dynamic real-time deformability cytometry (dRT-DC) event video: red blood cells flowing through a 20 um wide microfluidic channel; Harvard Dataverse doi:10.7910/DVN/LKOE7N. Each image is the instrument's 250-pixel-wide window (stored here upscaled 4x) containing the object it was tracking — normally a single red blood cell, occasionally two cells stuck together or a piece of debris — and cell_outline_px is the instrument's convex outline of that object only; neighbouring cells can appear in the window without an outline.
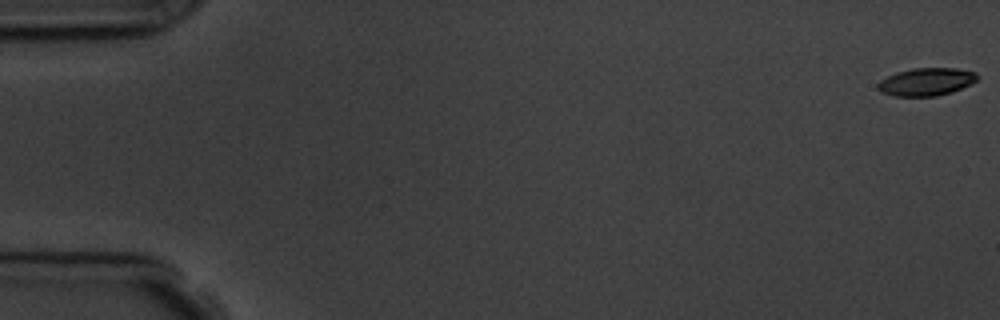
{"species": "common noctule bat (a hibernating species)", "species_latin": "Nyctalus noctula", "temperature_condition": "room temperature", "stored_images_in_passage": 7, "camera_frame_rate_fps": 3000, "um_per_image_px": 0.085, "animal": {"sex": "male", "body_mass_g": 19.5, "forearm_length_mm": 54.6}, "frame": {"image": 1, "passage_image": 1, "time_ms": 0.0, "image_size_px": [1000, 320], "cell_outline_px": [[976, 80], [972, 84], [952, 92], [936, 96], [892, 96], [880, 92], [876, 88], [876, 84], [880, 80], [896, 72], [912, 68], [956, 68], [976, 72]], "centroid_in_image_um": [78.69, 6.96], "position_along_channel_um": 6.3, "area_um2": 16.24}}
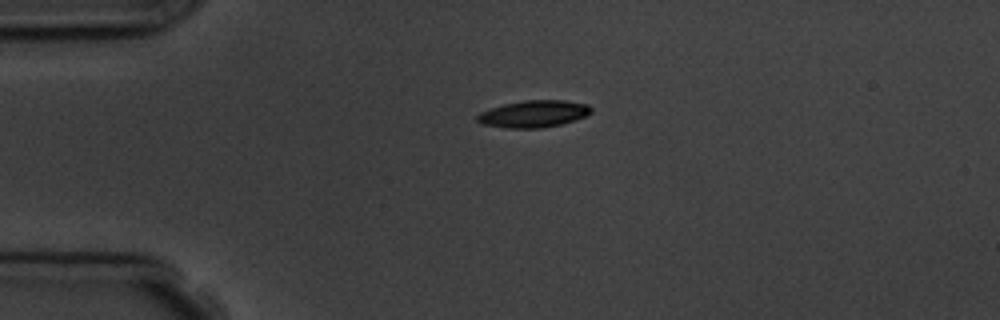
{"frame": {"image": 2, "passage_image": 5, "time_ms": 4.333, "image_size_px": [1000, 320], "cell_outline_px": [[592, 112], [576, 120], [560, 124], [540, 128], [508, 128], [480, 124], [476, 120], [476, 116], [480, 112], [504, 104], [524, 100], [564, 100], [588, 104], [592, 108]], "centroid_in_image_um": [45.35, 9.68], "position_along_channel_um": 39.6, "area_um2": 17.92}}